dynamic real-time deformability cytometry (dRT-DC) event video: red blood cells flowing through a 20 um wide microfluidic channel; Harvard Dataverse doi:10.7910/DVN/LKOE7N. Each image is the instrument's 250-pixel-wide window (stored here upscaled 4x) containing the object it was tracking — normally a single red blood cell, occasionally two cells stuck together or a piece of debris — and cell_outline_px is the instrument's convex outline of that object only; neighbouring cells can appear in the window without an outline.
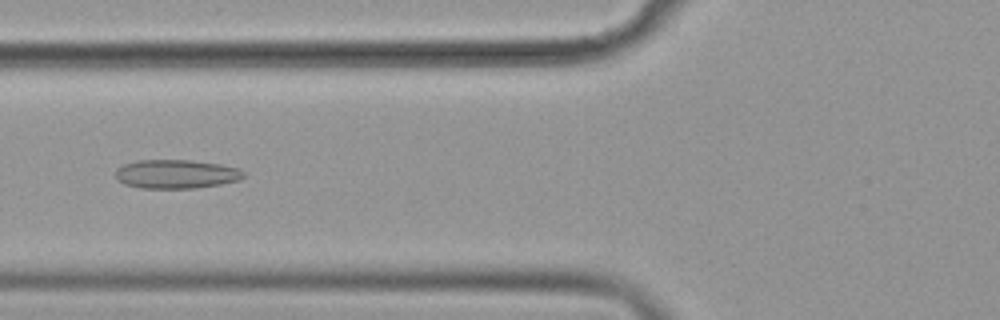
{"species": "common noctule bat (a hibernating species)", "species_latin": "Nyctalus noctula", "temperature_condition": "cold", "stored_images_in_passage": 51, "camera_frame_rate_fps": 3000, "um_per_image_px": 0.085, "animal": {"sex": "female", "body_mass_g": 19.9}, "frame": {"image": 1, "passage_image": 17, "time_ms": 5.333, "image_size_px": [1000, 320], "cell_outline_px": [[244, 176], [240, 180], [220, 184], [196, 188], [140, 188], [124, 184], [116, 180], [116, 168], [124, 164], [136, 160], [192, 160], [220, 164], [236, 168], [244, 172]], "centroid_in_image_um": [14.94, 14.79], "position_along_channel_um": 110.9, "area_um2": 21.62}}
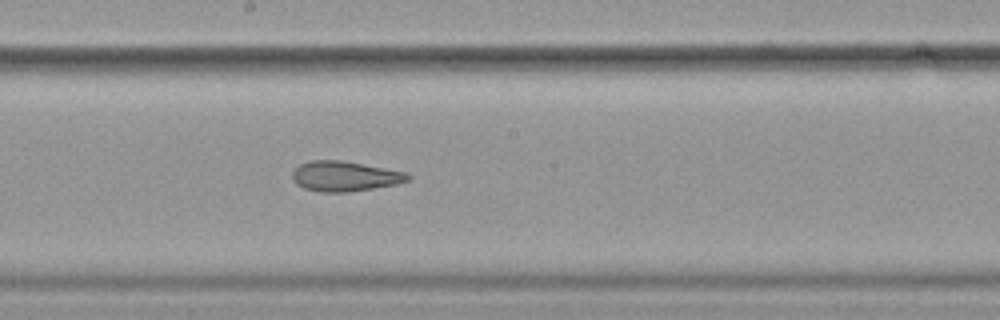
{"frame": {"image": 2, "passage_image": 26, "time_ms": 8.333, "image_size_px": [1000, 320], "cell_outline_px": [[412, 176], [408, 180], [396, 184], [348, 192], [324, 192], [304, 188], [296, 184], [292, 176], [292, 172], [300, 164], [312, 160], [340, 160], [404, 172]], "centroid_in_image_um": [29.27, 14.98], "position_along_channel_um": 218.9, "area_um2": 19.88}}
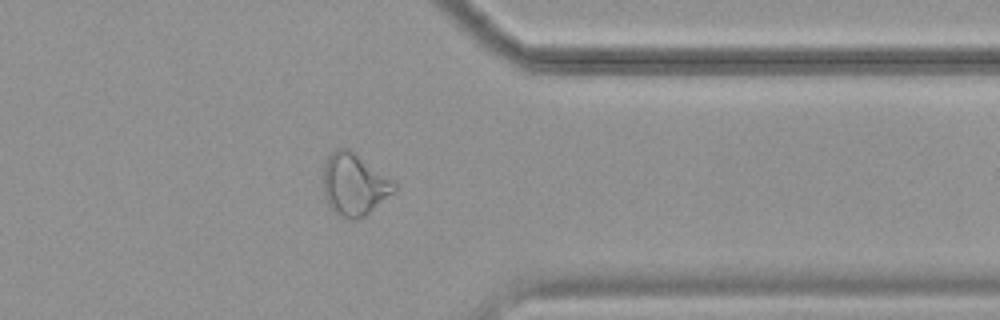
{"frame": {"image": 3, "passage_image": 40, "time_ms": 13.0, "image_size_px": [1000, 320], "cell_outline_px": [[400, 184], [392, 192], [364, 216], [356, 220], [352, 220], [340, 216], [328, 204], [324, 192], [324, 164], [328, 156], [336, 148], [348, 148]], "centroid_in_image_um": [30.12, 15.66], "position_along_channel_um": 381.3, "area_um2": 25.32}, "authors_computed_cell_mechanics": {"area_um2": 23.698, "velocity_mm_per_s": 3.5995, "shape_relaxation_time_tau1_ms": null, "shape_relaxation_time_tau2_ms": 3.0747, "deformation_change_tau1": null, "deformation_change_tau2": 0.1218}}